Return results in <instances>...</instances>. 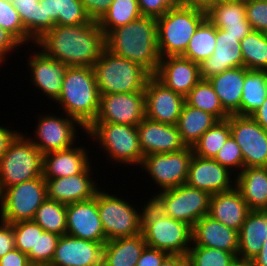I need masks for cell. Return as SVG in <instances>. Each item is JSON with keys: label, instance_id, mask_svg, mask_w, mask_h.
I'll use <instances>...</instances> for the list:
<instances>
[{"label": "cell", "instance_id": "74e56055", "mask_svg": "<svg viewBox=\"0 0 267 266\" xmlns=\"http://www.w3.org/2000/svg\"><path fill=\"white\" fill-rule=\"evenodd\" d=\"M185 102L189 106L212 114L218 120H225L230 116L223 109L209 80L201 79L185 97Z\"/></svg>", "mask_w": 267, "mask_h": 266}, {"label": "cell", "instance_id": "3957f363", "mask_svg": "<svg viewBox=\"0 0 267 266\" xmlns=\"http://www.w3.org/2000/svg\"><path fill=\"white\" fill-rule=\"evenodd\" d=\"M100 92L92 67L68 66L62 90L55 101L64 115L76 119L85 129L95 120L99 109Z\"/></svg>", "mask_w": 267, "mask_h": 266}, {"label": "cell", "instance_id": "f907efd6", "mask_svg": "<svg viewBox=\"0 0 267 266\" xmlns=\"http://www.w3.org/2000/svg\"><path fill=\"white\" fill-rule=\"evenodd\" d=\"M169 255L166 251L146 246L136 266H160Z\"/></svg>", "mask_w": 267, "mask_h": 266}, {"label": "cell", "instance_id": "4fadbf2b", "mask_svg": "<svg viewBox=\"0 0 267 266\" xmlns=\"http://www.w3.org/2000/svg\"><path fill=\"white\" fill-rule=\"evenodd\" d=\"M231 136L240 147L244 168L267 167V131L251 116H229Z\"/></svg>", "mask_w": 267, "mask_h": 266}, {"label": "cell", "instance_id": "5bb4252c", "mask_svg": "<svg viewBox=\"0 0 267 266\" xmlns=\"http://www.w3.org/2000/svg\"><path fill=\"white\" fill-rule=\"evenodd\" d=\"M144 92L100 95L99 109L92 123L137 126L145 118Z\"/></svg>", "mask_w": 267, "mask_h": 266}, {"label": "cell", "instance_id": "9f6ffc18", "mask_svg": "<svg viewBox=\"0 0 267 266\" xmlns=\"http://www.w3.org/2000/svg\"><path fill=\"white\" fill-rule=\"evenodd\" d=\"M20 133L8 129V127L0 126V159L6 153L10 143Z\"/></svg>", "mask_w": 267, "mask_h": 266}, {"label": "cell", "instance_id": "c3c4849f", "mask_svg": "<svg viewBox=\"0 0 267 266\" xmlns=\"http://www.w3.org/2000/svg\"><path fill=\"white\" fill-rule=\"evenodd\" d=\"M245 8L252 29L267 34V0L245 2Z\"/></svg>", "mask_w": 267, "mask_h": 266}, {"label": "cell", "instance_id": "11a10c76", "mask_svg": "<svg viewBox=\"0 0 267 266\" xmlns=\"http://www.w3.org/2000/svg\"><path fill=\"white\" fill-rule=\"evenodd\" d=\"M31 262L27 257V254L22 253L18 249L5 254L0 258V266H31Z\"/></svg>", "mask_w": 267, "mask_h": 266}, {"label": "cell", "instance_id": "8992f818", "mask_svg": "<svg viewBox=\"0 0 267 266\" xmlns=\"http://www.w3.org/2000/svg\"><path fill=\"white\" fill-rule=\"evenodd\" d=\"M93 70L100 95L144 92L151 74L141 65L104 49Z\"/></svg>", "mask_w": 267, "mask_h": 266}, {"label": "cell", "instance_id": "5b68a950", "mask_svg": "<svg viewBox=\"0 0 267 266\" xmlns=\"http://www.w3.org/2000/svg\"><path fill=\"white\" fill-rule=\"evenodd\" d=\"M141 209V233L147 246L186 256L192 245V227L163 214L150 201L144 202Z\"/></svg>", "mask_w": 267, "mask_h": 266}, {"label": "cell", "instance_id": "d590c367", "mask_svg": "<svg viewBox=\"0 0 267 266\" xmlns=\"http://www.w3.org/2000/svg\"><path fill=\"white\" fill-rule=\"evenodd\" d=\"M215 46L216 27L206 17L189 40L182 56L200 64L213 54Z\"/></svg>", "mask_w": 267, "mask_h": 266}, {"label": "cell", "instance_id": "d6a6232c", "mask_svg": "<svg viewBox=\"0 0 267 266\" xmlns=\"http://www.w3.org/2000/svg\"><path fill=\"white\" fill-rule=\"evenodd\" d=\"M147 246L142 233L105 242L102 266H136Z\"/></svg>", "mask_w": 267, "mask_h": 266}, {"label": "cell", "instance_id": "e575fe53", "mask_svg": "<svg viewBox=\"0 0 267 266\" xmlns=\"http://www.w3.org/2000/svg\"><path fill=\"white\" fill-rule=\"evenodd\" d=\"M267 98V70H248L245 74L241 108L236 113L251 116L258 110Z\"/></svg>", "mask_w": 267, "mask_h": 266}, {"label": "cell", "instance_id": "836d02e7", "mask_svg": "<svg viewBox=\"0 0 267 266\" xmlns=\"http://www.w3.org/2000/svg\"><path fill=\"white\" fill-rule=\"evenodd\" d=\"M218 121L212 114L189 106L185 102L176 125L185 145L193 147L199 138Z\"/></svg>", "mask_w": 267, "mask_h": 266}, {"label": "cell", "instance_id": "277c9868", "mask_svg": "<svg viewBox=\"0 0 267 266\" xmlns=\"http://www.w3.org/2000/svg\"><path fill=\"white\" fill-rule=\"evenodd\" d=\"M205 18V7L191 4H181L156 18L160 57L182 56Z\"/></svg>", "mask_w": 267, "mask_h": 266}, {"label": "cell", "instance_id": "4dcf8cb0", "mask_svg": "<svg viewBox=\"0 0 267 266\" xmlns=\"http://www.w3.org/2000/svg\"><path fill=\"white\" fill-rule=\"evenodd\" d=\"M247 71L244 66L236 67L208 79L223 109L229 115L236 114L241 108V96Z\"/></svg>", "mask_w": 267, "mask_h": 266}, {"label": "cell", "instance_id": "7bdbcfd3", "mask_svg": "<svg viewBox=\"0 0 267 266\" xmlns=\"http://www.w3.org/2000/svg\"><path fill=\"white\" fill-rule=\"evenodd\" d=\"M188 266H231L237 257L224 250L192 245L186 255Z\"/></svg>", "mask_w": 267, "mask_h": 266}, {"label": "cell", "instance_id": "d6986e66", "mask_svg": "<svg viewBox=\"0 0 267 266\" xmlns=\"http://www.w3.org/2000/svg\"><path fill=\"white\" fill-rule=\"evenodd\" d=\"M231 171L220 165L214 159L193 155L186 184L190 187L204 190L211 195L231 190L235 185V177ZM233 179V181H231Z\"/></svg>", "mask_w": 267, "mask_h": 266}, {"label": "cell", "instance_id": "be15d7a7", "mask_svg": "<svg viewBox=\"0 0 267 266\" xmlns=\"http://www.w3.org/2000/svg\"><path fill=\"white\" fill-rule=\"evenodd\" d=\"M3 197H4V190L2 188V185L0 183V208H1V213H2V210H3Z\"/></svg>", "mask_w": 267, "mask_h": 266}, {"label": "cell", "instance_id": "b9f144b4", "mask_svg": "<svg viewBox=\"0 0 267 266\" xmlns=\"http://www.w3.org/2000/svg\"><path fill=\"white\" fill-rule=\"evenodd\" d=\"M12 3L19 13L25 31L37 41L43 35V12L39 0H15Z\"/></svg>", "mask_w": 267, "mask_h": 266}, {"label": "cell", "instance_id": "6f0895ef", "mask_svg": "<svg viewBox=\"0 0 267 266\" xmlns=\"http://www.w3.org/2000/svg\"><path fill=\"white\" fill-rule=\"evenodd\" d=\"M251 117L265 130L267 131V98L261 107L256 110Z\"/></svg>", "mask_w": 267, "mask_h": 266}, {"label": "cell", "instance_id": "d4e9b609", "mask_svg": "<svg viewBox=\"0 0 267 266\" xmlns=\"http://www.w3.org/2000/svg\"><path fill=\"white\" fill-rule=\"evenodd\" d=\"M207 19L216 27L224 29L241 41L253 29L246 18L245 3L242 0L209 3Z\"/></svg>", "mask_w": 267, "mask_h": 266}, {"label": "cell", "instance_id": "1f68e13d", "mask_svg": "<svg viewBox=\"0 0 267 266\" xmlns=\"http://www.w3.org/2000/svg\"><path fill=\"white\" fill-rule=\"evenodd\" d=\"M236 173L234 185L249 209L267 210V167H247Z\"/></svg>", "mask_w": 267, "mask_h": 266}, {"label": "cell", "instance_id": "9c48e42d", "mask_svg": "<svg viewBox=\"0 0 267 266\" xmlns=\"http://www.w3.org/2000/svg\"><path fill=\"white\" fill-rule=\"evenodd\" d=\"M211 194L187 184L158 191L149 201L163 214L191 227L208 215Z\"/></svg>", "mask_w": 267, "mask_h": 266}, {"label": "cell", "instance_id": "83f0119b", "mask_svg": "<svg viewBox=\"0 0 267 266\" xmlns=\"http://www.w3.org/2000/svg\"><path fill=\"white\" fill-rule=\"evenodd\" d=\"M84 147H71L43 155L44 178H60L83 173L90 165L89 155Z\"/></svg>", "mask_w": 267, "mask_h": 266}, {"label": "cell", "instance_id": "f1b7e54d", "mask_svg": "<svg viewBox=\"0 0 267 266\" xmlns=\"http://www.w3.org/2000/svg\"><path fill=\"white\" fill-rule=\"evenodd\" d=\"M43 12V34L55 25H82L92 20L80 0H39Z\"/></svg>", "mask_w": 267, "mask_h": 266}, {"label": "cell", "instance_id": "ac0fdd59", "mask_svg": "<svg viewBox=\"0 0 267 266\" xmlns=\"http://www.w3.org/2000/svg\"><path fill=\"white\" fill-rule=\"evenodd\" d=\"M104 244L61 235L49 266H102Z\"/></svg>", "mask_w": 267, "mask_h": 266}, {"label": "cell", "instance_id": "4316f807", "mask_svg": "<svg viewBox=\"0 0 267 266\" xmlns=\"http://www.w3.org/2000/svg\"><path fill=\"white\" fill-rule=\"evenodd\" d=\"M250 211L246 201L234 186L231 190L211 196L208 215L239 232Z\"/></svg>", "mask_w": 267, "mask_h": 266}, {"label": "cell", "instance_id": "8fae6325", "mask_svg": "<svg viewBox=\"0 0 267 266\" xmlns=\"http://www.w3.org/2000/svg\"><path fill=\"white\" fill-rule=\"evenodd\" d=\"M47 198V186L42 176L4 189L0 221L15 223L33 220L36 210Z\"/></svg>", "mask_w": 267, "mask_h": 266}, {"label": "cell", "instance_id": "7402d4cb", "mask_svg": "<svg viewBox=\"0 0 267 266\" xmlns=\"http://www.w3.org/2000/svg\"><path fill=\"white\" fill-rule=\"evenodd\" d=\"M92 166L83 173L60 178H45L47 198L65 205L95 197L101 188L92 181ZM97 186V187H96Z\"/></svg>", "mask_w": 267, "mask_h": 266}, {"label": "cell", "instance_id": "f35d334b", "mask_svg": "<svg viewBox=\"0 0 267 266\" xmlns=\"http://www.w3.org/2000/svg\"><path fill=\"white\" fill-rule=\"evenodd\" d=\"M243 66L248 70H267V34L252 30L240 41Z\"/></svg>", "mask_w": 267, "mask_h": 266}, {"label": "cell", "instance_id": "681fc988", "mask_svg": "<svg viewBox=\"0 0 267 266\" xmlns=\"http://www.w3.org/2000/svg\"><path fill=\"white\" fill-rule=\"evenodd\" d=\"M142 16L158 18L168 10L179 7L181 0H137Z\"/></svg>", "mask_w": 267, "mask_h": 266}, {"label": "cell", "instance_id": "484cf974", "mask_svg": "<svg viewBox=\"0 0 267 266\" xmlns=\"http://www.w3.org/2000/svg\"><path fill=\"white\" fill-rule=\"evenodd\" d=\"M192 245L224 250L237 257L238 231L228 228L209 215H205L192 227Z\"/></svg>", "mask_w": 267, "mask_h": 266}, {"label": "cell", "instance_id": "cb8c5ba5", "mask_svg": "<svg viewBox=\"0 0 267 266\" xmlns=\"http://www.w3.org/2000/svg\"><path fill=\"white\" fill-rule=\"evenodd\" d=\"M30 55L27 62L32 84L55 102L61 94L63 77L68 66L46 56L40 50L33 51Z\"/></svg>", "mask_w": 267, "mask_h": 266}, {"label": "cell", "instance_id": "03108f58", "mask_svg": "<svg viewBox=\"0 0 267 266\" xmlns=\"http://www.w3.org/2000/svg\"><path fill=\"white\" fill-rule=\"evenodd\" d=\"M242 1L245 3V2H248V1H252V0H242Z\"/></svg>", "mask_w": 267, "mask_h": 266}, {"label": "cell", "instance_id": "60d3db41", "mask_svg": "<svg viewBox=\"0 0 267 266\" xmlns=\"http://www.w3.org/2000/svg\"><path fill=\"white\" fill-rule=\"evenodd\" d=\"M33 221L44 231L66 234V205L55 200L46 198L38 207Z\"/></svg>", "mask_w": 267, "mask_h": 266}, {"label": "cell", "instance_id": "ba28073f", "mask_svg": "<svg viewBox=\"0 0 267 266\" xmlns=\"http://www.w3.org/2000/svg\"><path fill=\"white\" fill-rule=\"evenodd\" d=\"M43 155L27 136L19 133L0 159L3 190L42 176Z\"/></svg>", "mask_w": 267, "mask_h": 266}, {"label": "cell", "instance_id": "816d5d0a", "mask_svg": "<svg viewBox=\"0 0 267 266\" xmlns=\"http://www.w3.org/2000/svg\"><path fill=\"white\" fill-rule=\"evenodd\" d=\"M0 258L15 249L12 224L0 221Z\"/></svg>", "mask_w": 267, "mask_h": 266}, {"label": "cell", "instance_id": "7a4b0ae2", "mask_svg": "<svg viewBox=\"0 0 267 266\" xmlns=\"http://www.w3.org/2000/svg\"><path fill=\"white\" fill-rule=\"evenodd\" d=\"M106 49L145 68L154 75L160 63L157 20L140 18L111 30L105 36Z\"/></svg>", "mask_w": 267, "mask_h": 266}, {"label": "cell", "instance_id": "f5cc1de1", "mask_svg": "<svg viewBox=\"0 0 267 266\" xmlns=\"http://www.w3.org/2000/svg\"><path fill=\"white\" fill-rule=\"evenodd\" d=\"M86 13L93 21H98L109 9L113 0H80Z\"/></svg>", "mask_w": 267, "mask_h": 266}, {"label": "cell", "instance_id": "2e32d148", "mask_svg": "<svg viewBox=\"0 0 267 266\" xmlns=\"http://www.w3.org/2000/svg\"><path fill=\"white\" fill-rule=\"evenodd\" d=\"M145 117L160 123L176 125L185 104V97L172 91L151 75L145 90Z\"/></svg>", "mask_w": 267, "mask_h": 266}, {"label": "cell", "instance_id": "f6af8a7d", "mask_svg": "<svg viewBox=\"0 0 267 266\" xmlns=\"http://www.w3.org/2000/svg\"><path fill=\"white\" fill-rule=\"evenodd\" d=\"M0 27L9 32L21 45L35 41L27 34L19 13L12 2L0 0Z\"/></svg>", "mask_w": 267, "mask_h": 266}, {"label": "cell", "instance_id": "ab89813d", "mask_svg": "<svg viewBox=\"0 0 267 266\" xmlns=\"http://www.w3.org/2000/svg\"><path fill=\"white\" fill-rule=\"evenodd\" d=\"M231 135L229 117L219 120L192 147L194 155L213 159Z\"/></svg>", "mask_w": 267, "mask_h": 266}, {"label": "cell", "instance_id": "f546056e", "mask_svg": "<svg viewBox=\"0 0 267 266\" xmlns=\"http://www.w3.org/2000/svg\"><path fill=\"white\" fill-rule=\"evenodd\" d=\"M238 235L237 259L251 261L259 254L267 236V210H251Z\"/></svg>", "mask_w": 267, "mask_h": 266}, {"label": "cell", "instance_id": "bcb514c9", "mask_svg": "<svg viewBox=\"0 0 267 266\" xmlns=\"http://www.w3.org/2000/svg\"><path fill=\"white\" fill-rule=\"evenodd\" d=\"M59 238L60 235L44 231L37 224L36 265H50Z\"/></svg>", "mask_w": 267, "mask_h": 266}, {"label": "cell", "instance_id": "8d00e7d4", "mask_svg": "<svg viewBox=\"0 0 267 266\" xmlns=\"http://www.w3.org/2000/svg\"><path fill=\"white\" fill-rule=\"evenodd\" d=\"M141 16L137 0H113L97 23L106 36L111 30L127 25Z\"/></svg>", "mask_w": 267, "mask_h": 266}, {"label": "cell", "instance_id": "94428289", "mask_svg": "<svg viewBox=\"0 0 267 266\" xmlns=\"http://www.w3.org/2000/svg\"><path fill=\"white\" fill-rule=\"evenodd\" d=\"M182 4H191V5H199L206 7L209 3H212V0H181Z\"/></svg>", "mask_w": 267, "mask_h": 266}, {"label": "cell", "instance_id": "7c38bea8", "mask_svg": "<svg viewBox=\"0 0 267 266\" xmlns=\"http://www.w3.org/2000/svg\"><path fill=\"white\" fill-rule=\"evenodd\" d=\"M193 155L190 146L176 152L146 155L140 167L162 191L186 184Z\"/></svg>", "mask_w": 267, "mask_h": 266}, {"label": "cell", "instance_id": "603a6c76", "mask_svg": "<svg viewBox=\"0 0 267 266\" xmlns=\"http://www.w3.org/2000/svg\"><path fill=\"white\" fill-rule=\"evenodd\" d=\"M243 66L238 37L216 28V46L213 54L199 64L201 79L208 80L225 70Z\"/></svg>", "mask_w": 267, "mask_h": 266}, {"label": "cell", "instance_id": "ee69618b", "mask_svg": "<svg viewBox=\"0 0 267 266\" xmlns=\"http://www.w3.org/2000/svg\"><path fill=\"white\" fill-rule=\"evenodd\" d=\"M15 248L27 254L32 265H36L37 223L33 220L12 223Z\"/></svg>", "mask_w": 267, "mask_h": 266}, {"label": "cell", "instance_id": "6125c7cd", "mask_svg": "<svg viewBox=\"0 0 267 266\" xmlns=\"http://www.w3.org/2000/svg\"><path fill=\"white\" fill-rule=\"evenodd\" d=\"M231 266H253L251 261L236 259Z\"/></svg>", "mask_w": 267, "mask_h": 266}, {"label": "cell", "instance_id": "44dd1931", "mask_svg": "<svg viewBox=\"0 0 267 266\" xmlns=\"http://www.w3.org/2000/svg\"><path fill=\"white\" fill-rule=\"evenodd\" d=\"M154 76L183 97L201 80L199 64L183 56L161 58Z\"/></svg>", "mask_w": 267, "mask_h": 266}, {"label": "cell", "instance_id": "e0dca14e", "mask_svg": "<svg viewBox=\"0 0 267 266\" xmlns=\"http://www.w3.org/2000/svg\"><path fill=\"white\" fill-rule=\"evenodd\" d=\"M66 234L93 242H106L95 197L66 205Z\"/></svg>", "mask_w": 267, "mask_h": 266}, {"label": "cell", "instance_id": "9a60e30c", "mask_svg": "<svg viewBox=\"0 0 267 266\" xmlns=\"http://www.w3.org/2000/svg\"><path fill=\"white\" fill-rule=\"evenodd\" d=\"M35 131L36 139L29 138L30 141L43 153L60 151L71 148L76 142L77 130L79 126L83 132L86 129L74 118L66 115H41L37 122ZM34 139V140H33Z\"/></svg>", "mask_w": 267, "mask_h": 266}, {"label": "cell", "instance_id": "52a82bcc", "mask_svg": "<svg viewBox=\"0 0 267 266\" xmlns=\"http://www.w3.org/2000/svg\"><path fill=\"white\" fill-rule=\"evenodd\" d=\"M86 135L95 139L107 156L116 163L141 165L143 154L137 126L116 123H91Z\"/></svg>", "mask_w": 267, "mask_h": 266}, {"label": "cell", "instance_id": "e7e4bbea", "mask_svg": "<svg viewBox=\"0 0 267 266\" xmlns=\"http://www.w3.org/2000/svg\"><path fill=\"white\" fill-rule=\"evenodd\" d=\"M220 1H236V0H212V3H214V2H220Z\"/></svg>", "mask_w": 267, "mask_h": 266}, {"label": "cell", "instance_id": "6da1fadb", "mask_svg": "<svg viewBox=\"0 0 267 266\" xmlns=\"http://www.w3.org/2000/svg\"><path fill=\"white\" fill-rule=\"evenodd\" d=\"M35 43L46 56L79 67H93L106 48L105 34L93 20L82 25H55Z\"/></svg>", "mask_w": 267, "mask_h": 266}, {"label": "cell", "instance_id": "db71d44e", "mask_svg": "<svg viewBox=\"0 0 267 266\" xmlns=\"http://www.w3.org/2000/svg\"><path fill=\"white\" fill-rule=\"evenodd\" d=\"M21 44L5 29L0 27V64L6 61V55L21 47Z\"/></svg>", "mask_w": 267, "mask_h": 266}, {"label": "cell", "instance_id": "ffe728a7", "mask_svg": "<svg viewBox=\"0 0 267 266\" xmlns=\"http://www.w3.org/2000/svg\"><path fill=\"white\" fill-rule=\"evenodd\" d=\"M137 130L143 156L176 152L187 147L177 125L160 123L145 117L137 125Z\"/></svg>", "mask_w": 267, "mask_h": 266}, {"label": "cell", "instance_id": "7dc6e473", "mask_svg": "<svg viewBox=\"0 0 267 266\" xmlns=\"http://www.w3.org/2000/svg\"><path fill=\"white\" fill-rule=\"evenodd\" d=\"M213 159L232 173L244 168L242 151L231 135Z\"/></svg>", "mask_w": 267, "mask_h": 266}, {"label": "cell", "instance_id": "680465c9", "mask_svg": "<svg viewBox=\"0 0 267 266\" xmlns=\"http://www.w3.org/2000/svg\"><path fill=\"white\" fill-rule=\"evenodd\" d=\"M160 266H188L187 257L183 255H169Z\"/></svg>", "mask_w": 267, "mask_h": 266}, {"label": "cell", "instance_id": "91938a15", "mask_svg": "<svg viewBox=\"0 0 267 266\" xmlns=\"http://www.w3.org/2000/svg\"><path fill=\"white\" fill-rule=\"evenodd\" d=\"M251 262L253 266H267V236L259 254Z\"/></svg>", "mask_w": 267, "mask_h": 266}, {"label": "cell", "instance_id": "30bf717a", "mask_svg": "<svg viewBox=\"0 0 267 266\" xmlns=\"http://www.w3.org/2000/svg\"><path fill=\"white\" fill-rule=\"evenodd\" d=\"M97 207L100 214L106 242L141 233L142 214L135 206L118 195L97 191Z\"/></svg>", "mask_w": 267, "mask_h": 266}]
</instances>
